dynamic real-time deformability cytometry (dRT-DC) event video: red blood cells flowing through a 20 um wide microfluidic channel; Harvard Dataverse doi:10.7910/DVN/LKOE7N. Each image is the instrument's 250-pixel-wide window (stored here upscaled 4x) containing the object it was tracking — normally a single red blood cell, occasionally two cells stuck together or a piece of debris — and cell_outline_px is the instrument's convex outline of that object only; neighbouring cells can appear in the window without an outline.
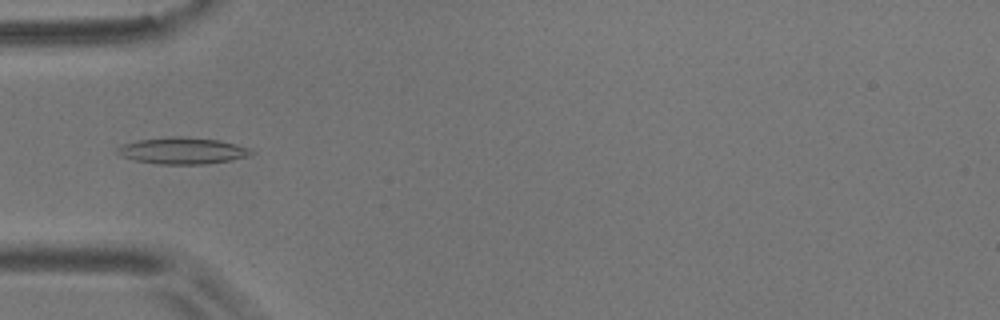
{"species": "common noctule bat (a hibernating species)", "species_latin": "Nyctalus noctula", "temperature_condition": "room temperature", "stored_images_in_passage": 9, "camera_frame_rate_fps": 3000, "um_per_image_px": 0.085, "animal": {"sex": "male", "body_mass_g": 17.9}, "frame": {"image": 1, "passage_image": 3, "time_ms": 5.0, "image_size_px": [1000, 320], "cell_outline_px": [[256, 152], [248, 156], [232, 160], [204, 164], [160, 164], [136, 160], [120, 156], [116, 152], [116, 148], [124, 144], [136, 140], [172, 136], [176, 136], [220, 140], [252, 148]], "centroid_in_image_um": [15.54, 12.81], "position_along_channel_um": 69.5, "area_um2": 20.81}}
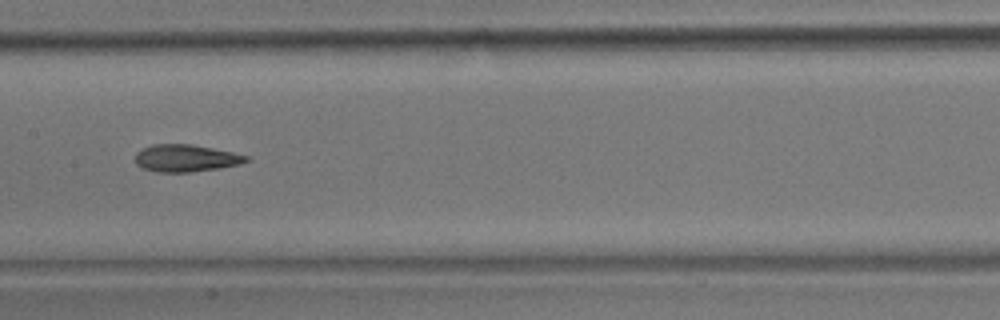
{"frame": {"image": 2, "passage_image": 6, "time_ms": 8.333, "image_size_px": [1000, 320], "cell_outline_px": [[252, 160], [240, 164], [220, 168], [188, 172], [156, 172], [140, 168], [136, 164], [136, 152], [152, 144], [192, 144], [232, 152], [248, 156]], "centroid_in_image_um": [15.8, 13.45], "position_along_channel_um": 191.6, "area_um2": 17.69}}
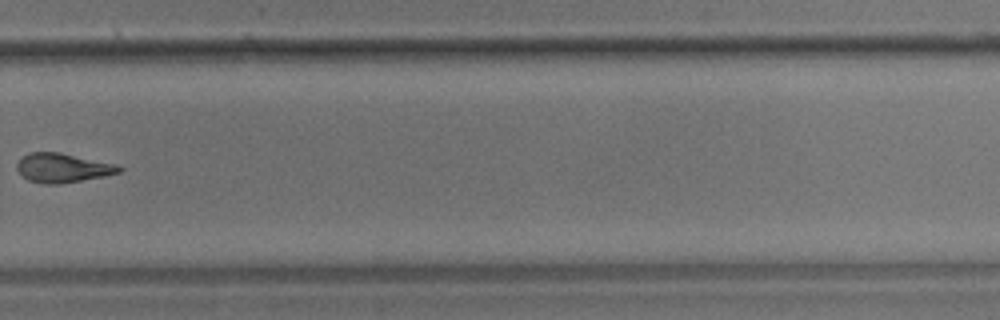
{"frame": {"image": 3, "passage_image": 9, "time_ms": 12.0, "image_size_px": [1000, 320], "cell_outline_px": [[124, 168], [120, 172], [104, 176], [60, 184], [44, 184], [28, 180], [16, 168], [16, 164], [28, 152], [60, 152], [116, 164]], "centroid_in_image_um": [5.34, 14.27], "position_along_channel_um": 324.5, "area_um2": 17.28}}